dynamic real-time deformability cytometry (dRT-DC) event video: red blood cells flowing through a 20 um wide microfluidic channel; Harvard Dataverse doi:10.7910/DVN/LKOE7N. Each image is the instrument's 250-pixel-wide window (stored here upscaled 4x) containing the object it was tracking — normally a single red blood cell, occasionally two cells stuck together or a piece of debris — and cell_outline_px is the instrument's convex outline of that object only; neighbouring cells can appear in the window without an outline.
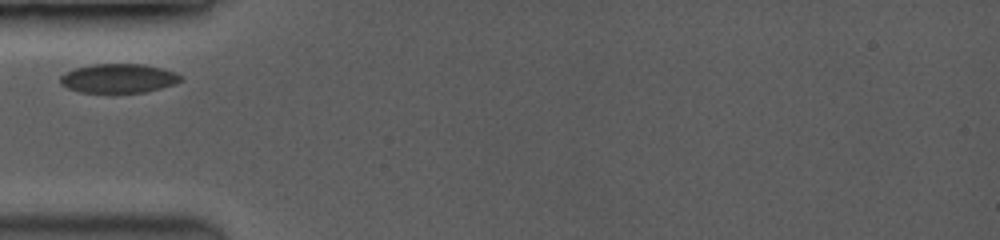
{"species": "common noctule bat (a hibernating species)", "species_latin": "Nyctalus noctula", "temperature_condition": "room temperature", "stored_images_in_passage": 14, "camera_frame_rate_fps": 3500, "um_per_image_px": 0.085, "animal": {"sex": "female", "body_mass_g": 19.0, "forearm_length_mm": 53.3}, "frame": {"image": 1, "passage_image": 1, "time_ms": 0.0, "image_size_px": [1000, 240], "cell_outline_px": [[180, 80], [172, 84], [160, 88], [144, 92], [84, 92], [68, 88], [60, 84], [60, 76], [76, 68], [92, 64], [144, 64], [176, 72], [180, 76]], "centroid_in_image_um": [10.05, 6.65], "position_along_channel_um": 74.9, "area_um2": 20.0}}